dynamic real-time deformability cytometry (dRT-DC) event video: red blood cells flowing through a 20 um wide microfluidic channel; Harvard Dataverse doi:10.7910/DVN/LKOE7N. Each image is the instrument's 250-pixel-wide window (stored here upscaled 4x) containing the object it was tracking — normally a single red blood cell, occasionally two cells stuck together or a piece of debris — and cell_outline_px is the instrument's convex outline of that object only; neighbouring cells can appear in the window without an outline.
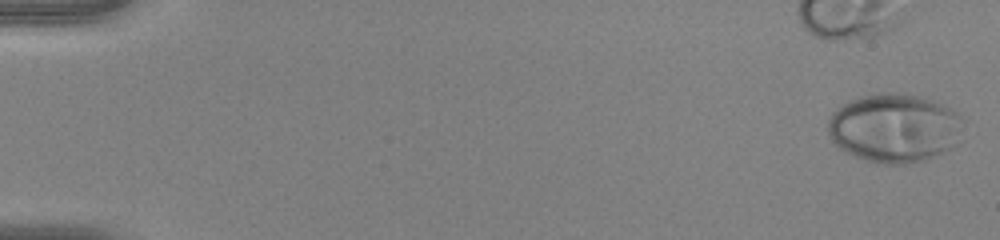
{"species": "human", "species_latin": "Homo sapiens", "temperature_condition": "warm", "stored_images_in_passage": 51, "camera_frame_rate_fps": 3000, "um_per_image_px": 0.085, "donor": {"sex": "female"}, "frame": {"image": 1, "passage_image": 1, "time_ms": 0.0, "image_size_px": [1000, 240], "cell_outline_px": [[968, 120], [964, 140], [960, 144], [952, 148], [924, 160], [904, 164], [876, 164], [844, 152], [832, 144], [828, 136], [828, 120], [832, 112], [848, 100], [860, 96], [884, 92], [904, 92], [924, 96], [952, 108], [960, 112]], "centroid_in_image_um": [76.12, 10.87], "position_along_channel_um": 8.9, "area_um2": 56.47}}
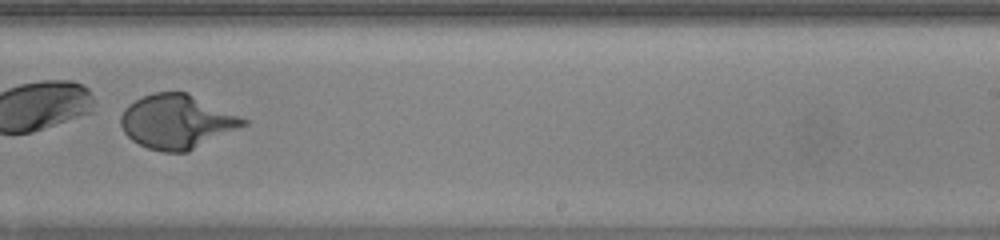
{"frame": {"image": 2, "passage_image": 34, "time_ms": 11.0, "image_size_px": [1000, 240], "cell_outline_px": [[248, 124], [188, 152], [164, 152], [148, 148], [132, 140], [124, 132], [120, 124], [120, 116], [124, 108], [128, 104], [152, 92], [188, 92], [240, 116], [248, 120]], "centroid_in_image_um": [15.03, 10.34], "position_along_channel_um": 274.0, "area_um2": 38.61}}
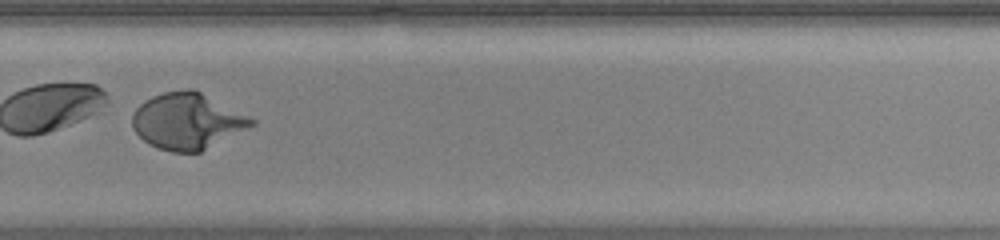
{"frame": {"image": 3, "passage_image": 37, "time_ms": 12.0, "image_size_px": [1000, 240], "cell_outline_px": [[256, 124], [200, 152], [172, 152], [156, 148], [148, 144], [132, 128], [132, 112], [144, 100], [152, 96], [164, 92], [184, 88], [192, 88], [256, 120]], "centroid_in_image_um": [15.88, 10.3], "position_along_channel_um": 313.9, "area_um2": 38.9}}